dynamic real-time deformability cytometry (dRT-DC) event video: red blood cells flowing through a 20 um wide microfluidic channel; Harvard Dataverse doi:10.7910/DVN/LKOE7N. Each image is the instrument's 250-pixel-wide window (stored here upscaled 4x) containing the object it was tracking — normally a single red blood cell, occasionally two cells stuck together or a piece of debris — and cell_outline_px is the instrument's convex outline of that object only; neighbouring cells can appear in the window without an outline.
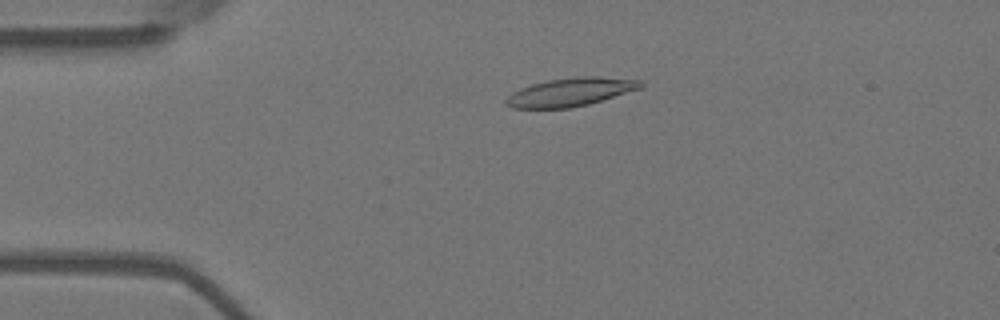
{"species": "Egyptian fruit bat (a non-hibernating species)", "species_latin": "Rousettus aegyptiacus", "temperature_condition": "warm", "stored_images_in_passage": 39, "camera_frame_rate_fps": 3000, "um_per_image_px": 0.085, "animal": {"sex": "female"}, "frame": {"image": 1, "passage_image": 4, "time_ms": 1.0, "image_size_px": [1000, 320], "cell_outline_px": [[644, 84], [640, 88], [588, 104], [572, 108], [512, 108], [504, 104], [504, 100], [512, 92], [520, 88], [532, 84], [548, 80], [580, 76], [600, 76], [644, 80]], "centroid_in_image_um": [48.48, 7.82], "position_along_channel_um": 36.5, "area_um2": 22.25}}
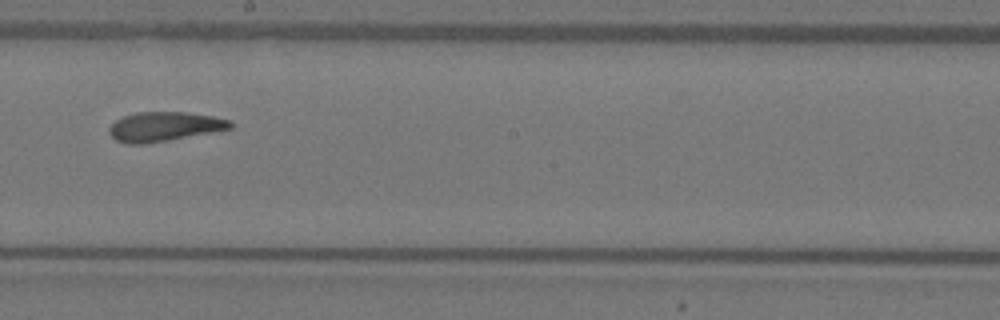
{"frame": {"image": 2, "passage_image": 23, "time_ms": 7.333, "image_size_px": [1000, 320], "cell_outline_px": [[232, 128], [212, 132], [168, 140], [144, 144], [128, 144], [116, 140], [108, 132], [108, 128], [116, 120], [124, 116], [136, 112], [184, 112], [212, 116], [232, 120]], "centroid_in_image_um": [13.95, 10.76], "position_along_channel_um": 234.2, "area_um2": 20.63}}
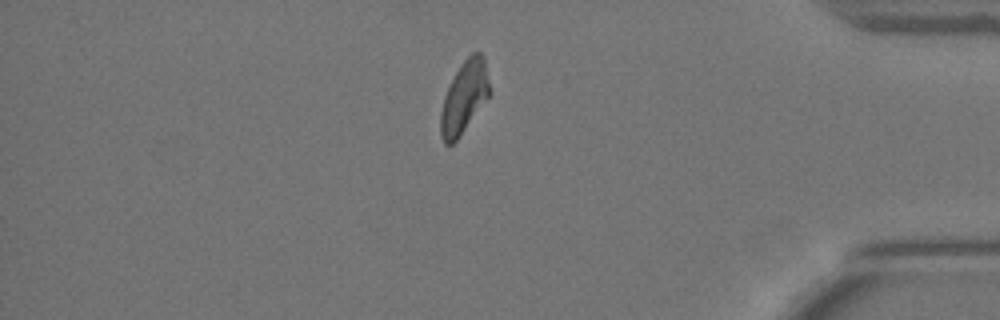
{"frame": {"image": 3, "passage_image": 39, "time_ms": 12.667, "image_size_px": [1000, 320], "cell_outline_px": [[492, 92], [456, 140], [452, 144], [444, 144], [440, 136], [440, 112], [444, 96], [460, 64], [472, 52], [480, 52], [484, 56]], "centroid_in_image_um": [39.46, 8.24], "position_along_channel_um": 395.7, "area_um2": 20.52}, "authors_computed_cell_mechanics": {"area_um2": 21.2704, "velocity_mm_per_s": 3.648, "shape_relaxation_time_tau1_ms": 7.2679, "shape_relaxation_time_tau2_ms": 3.3337, "deformation_change_tau1": 0.1983, "deformation_change_tau2": 0.1063}}